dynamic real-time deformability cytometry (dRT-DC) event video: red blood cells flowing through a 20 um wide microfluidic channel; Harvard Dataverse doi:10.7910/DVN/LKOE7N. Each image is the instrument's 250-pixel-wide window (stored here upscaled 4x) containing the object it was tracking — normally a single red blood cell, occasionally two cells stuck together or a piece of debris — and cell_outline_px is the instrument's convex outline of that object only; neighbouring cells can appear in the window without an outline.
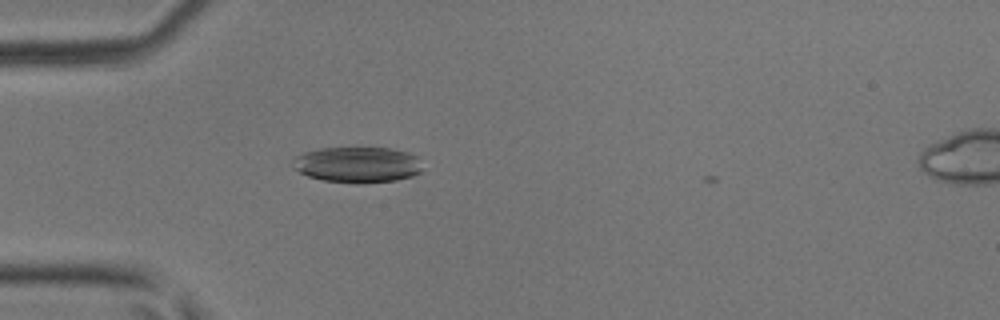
{"species": "common noctule bat (a hibernating species)", "species_latin": "Nyctalus noctula", "temperature_condition": "room temperature", "stored_images_in_passage": 49, "camera_frame_rate_fps": 3000, "um_per_image_px": 0.085, "animal": {"sex": "male", "body_mass_g": 17.9, "forearm_length_mm": 54.2}, "frame": {"image": 1, "passage_image": 15, "time_ms": 4.667, "image_size_px": [1000, 320], "cell_outline_px": [[416, 172], [408, 176], [392, 180], [328, 180], [312, 176], [300, 172], [300, 168], [304, 156], [312, 152], [332, 148], [384, 148], [400, 152], [408, 156]], "centroid_in_image_um": [30.37, 13.97], "position_along_channel_um": 54.6, "area_um2": 22.95}}
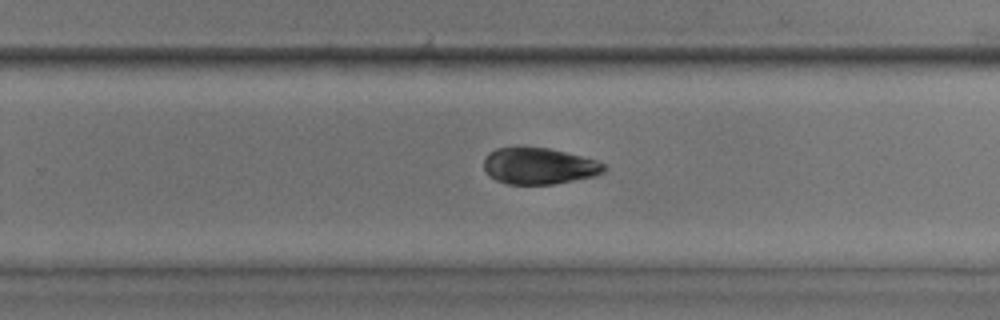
{"frame": {"image": 2, "passage_image": 32, "time_ms": 10.333, "image_size_px": [1000, 320], "cell_outline_px": [[604, 168], [600, 172], [588, 176], [548, 184], [512, 184], [500, 180], [492, 176], [484, 168], [484, 160], [492, 152], [500, 148], [544, 148], [592, 160], [604, 164]], "centroid_in_image_um": [45.74, 14.11], "position_along_channel_um": 284.1, "area_um2": 23.7}}
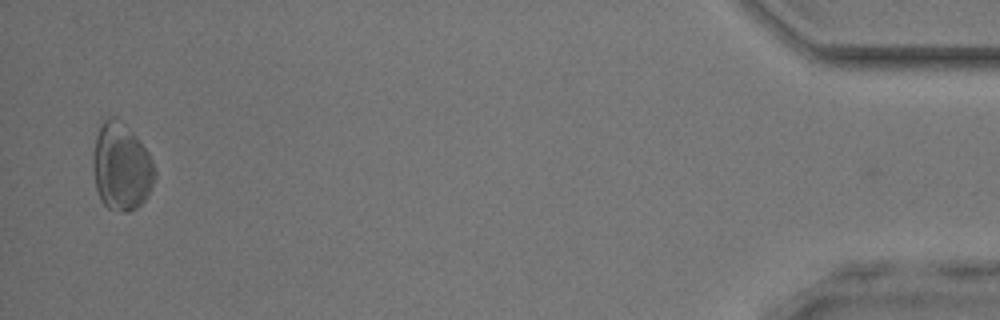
{"frame": {"image": 3, "passage_image": 48, "time_ms": 15.667, "image_size_px": [1000, 320], "cell_outline_px": [[152, 176], [148, 188], [144, 196], [132, 208], [124, 208], [104, 204], [100, 196], [96, 184], [96, 140], [100, 128], [108, 120], [136, 140], [140, 144], [148, 156], [152, 168]], "centroid_in_image_um": [10.28, 14.25], "position_along_channel_um": 424.9, "area_um2": 26.59}}